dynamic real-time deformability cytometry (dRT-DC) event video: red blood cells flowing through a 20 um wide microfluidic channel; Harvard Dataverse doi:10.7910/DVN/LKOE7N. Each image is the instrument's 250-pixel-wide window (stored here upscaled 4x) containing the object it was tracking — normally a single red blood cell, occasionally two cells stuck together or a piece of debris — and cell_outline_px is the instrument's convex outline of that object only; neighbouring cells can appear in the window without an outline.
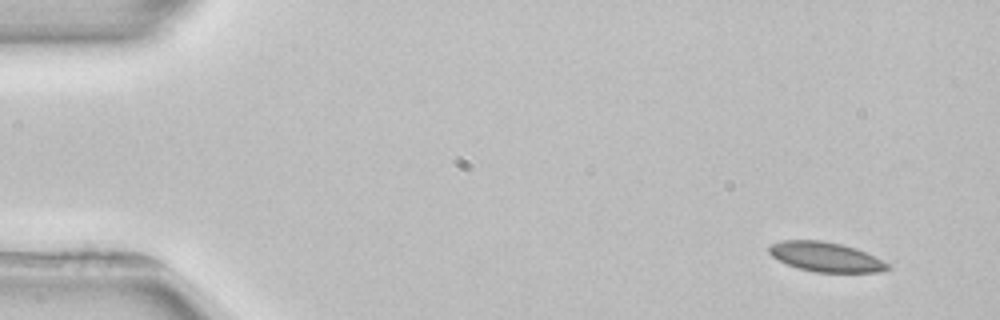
{"species": "common noctule bat (a hibernating species)", "species_latin": "Nyctalus noctula", "temperature_condition": "room temperature", "stored_images_in_passage": 4, "camera_frame_rate_fps": 3000, "um_per_image_px": 0.085, "animal": {"sex": "female", "body_mass_g": 22.7, "forearm_length_mm": 54.2}, "frame": {"image": 1, "passage_image": 1, "time_ms": 0.0, "image_size_px": [1000, 320], "cell_outline_px": [[892, 268], [880, 272], [816, 272], [800, 268], [788, 264], [772, 256], [768, 252], [768, 244], [784, 240], [820, 240], [840, 244], [856, 248], [892, 264]], "centroid_in_image_um": [70.22, 21.83], "position_along_channel_um": 14.8, "area_um2": 20.46}}
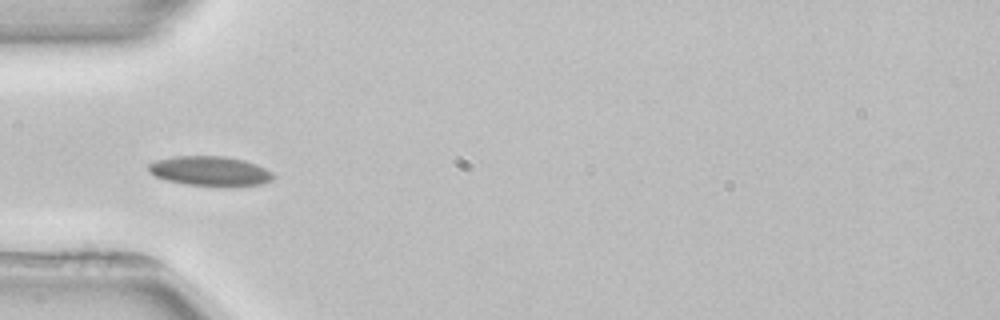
{"frame": {"image": 2, "passage_image": 3, "time_ms": 4.333, "image_size_px": [1000, 320], "cell_outline_px": [[276, 176], [272, 180], [264, 184], [184, 184], [168, 180], [156, 176], [148, 172], [148, 164], [156, 160], [172, 156], [224, 156], [244, 160], [256, 164], [272, 172]], "centroid_in_image_um": [17.83, 14.5], "position_along_channel_um": 67.2, "area_um2": 20.98}}